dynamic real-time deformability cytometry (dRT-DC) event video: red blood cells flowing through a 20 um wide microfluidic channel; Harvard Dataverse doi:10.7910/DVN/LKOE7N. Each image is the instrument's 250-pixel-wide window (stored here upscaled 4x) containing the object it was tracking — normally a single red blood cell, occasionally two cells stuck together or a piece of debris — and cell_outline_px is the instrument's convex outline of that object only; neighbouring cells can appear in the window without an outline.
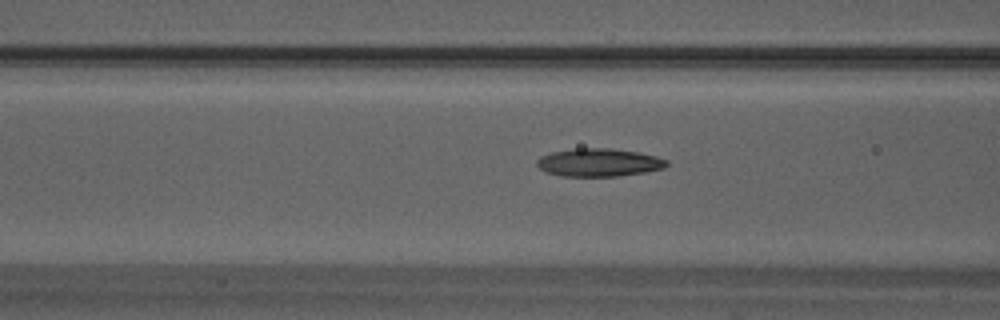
{"species": "Egyptian fruit bat (a non-hibernating species)", "species_latin": "Rousettus aegyptiacus", "temperature_condition": "warm", "stored_images_in_passage": 47, "camera_frame_rate_fps": 3000, "um_per_image_px": 0.085, "animal": {"sex": "male"}, "frame": {"image": 1, "passage_image": 19, "time_ms": 6.0, "image_size_px": [1000, 320], "cell_outline_px": [[668, 164], [664, 168], [644, 172], [620, 176], [560, 176], [548, 172], [540, 168], [536, 164], [536, 160], [540, 156], [552, 152], [576, 148], [612, 148], [640, 152], [656, 156], [668, 160]], "centroid_in_image_um": [50.92, 13.8], "position_along_channel_um": 115.7, "area_um2": 21.27}}
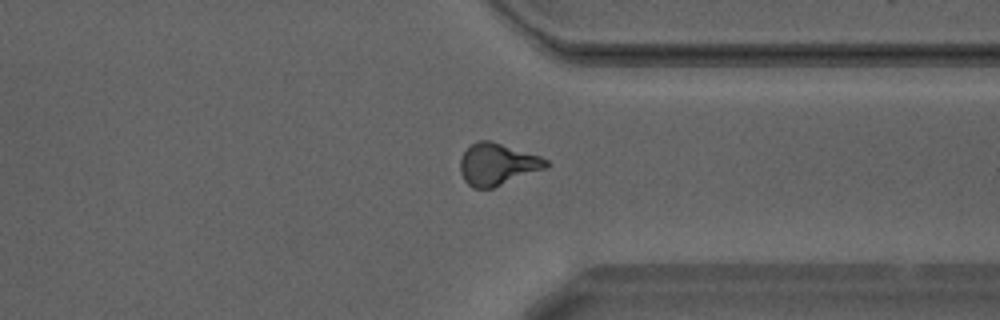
{"frame": {"image": 2, "passage_image": 37, "time_ms": 12.0, "image_size_px": [1000, 320], "cell_outline_px": [[548, 164], [544, 168], [492, 188], [472, 188], [464, 180], [460, 172], [460, 160], [464, 152], [476, 140], [488, 140], [540, 156], [548, 160]], "centroid_in_image_um": [42.23, 13.96], "position_along_channel_um": 369.2, "area_um2": 20.52}}
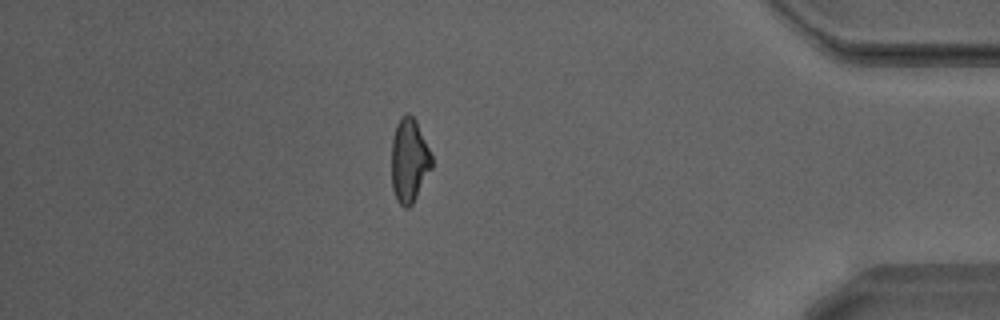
{"frame": {"image": 3, "passage_image": 42, "time_ms": 13.667, "image_size_px": [1000, 320], "cell_outline_px": [[432, 168], [412, 204], [408, 208], [404, 208], [396, 200], [392, 188], [392, 136], [396, 124], [400, 116], [408, 112], [416, 120], [432, 156]], "centroid_in_image_um": [34.77, 13.62], "position_along_channel_um": 400.4, "area_um2": 19.77}, "authors_computed_cell_mechanics": {"area_um2": 20.2878, "velocity_mm_per_s": 4.2452, "shape_relaxation_time_tau1_ms": 5.2146, "shape_relaxation_time_tau2_ms": 2.5501, "deformation_change_tau1": 0.1777, "deformation_change_tau2": 0.1226}}